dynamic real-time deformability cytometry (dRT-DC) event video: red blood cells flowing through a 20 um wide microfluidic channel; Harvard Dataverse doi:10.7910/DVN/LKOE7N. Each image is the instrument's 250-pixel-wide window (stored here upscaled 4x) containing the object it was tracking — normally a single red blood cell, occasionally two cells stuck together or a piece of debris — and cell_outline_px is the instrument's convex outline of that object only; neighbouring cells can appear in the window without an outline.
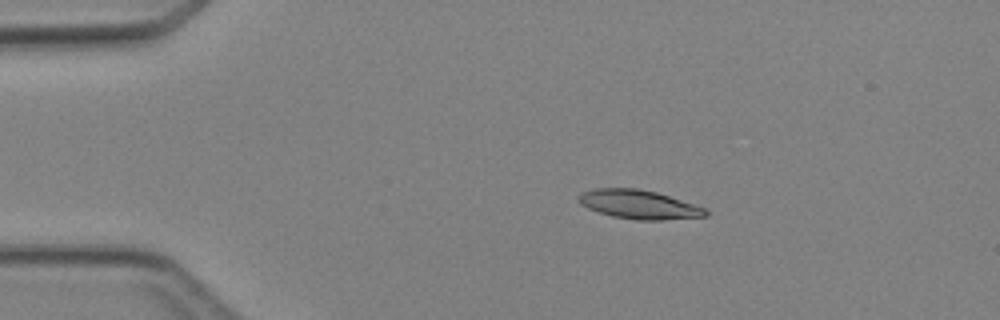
{"species": "Egyptian fruit bat (a non-hibernating species)", "species_latin": "Rousettus aegyptiacus", "temperature_condition": "cold", "stored_images_in_passage": 5, "camera_frame_rate_fps": 3000, "um_per_image_px": 0.085, "animal": {"sex": "female"}, "frame": {"image": 1, "passage_image": 3, "time_ms": 2.333, "image_size_px": [1000, 320], "cell_outline_px": [[708, 216], [664, 220], [636, 220], [612, 216], [588, 208], [580, 204], [576, 200], [576, 196], [580, 192], [596, 188], [636, 188], [656, 192], [704, 208], [708, 212]], "centroid_in_image_um": [54.24, 17.38], "position_along_channel_um": 30.8, "area_um2": 21.33}}